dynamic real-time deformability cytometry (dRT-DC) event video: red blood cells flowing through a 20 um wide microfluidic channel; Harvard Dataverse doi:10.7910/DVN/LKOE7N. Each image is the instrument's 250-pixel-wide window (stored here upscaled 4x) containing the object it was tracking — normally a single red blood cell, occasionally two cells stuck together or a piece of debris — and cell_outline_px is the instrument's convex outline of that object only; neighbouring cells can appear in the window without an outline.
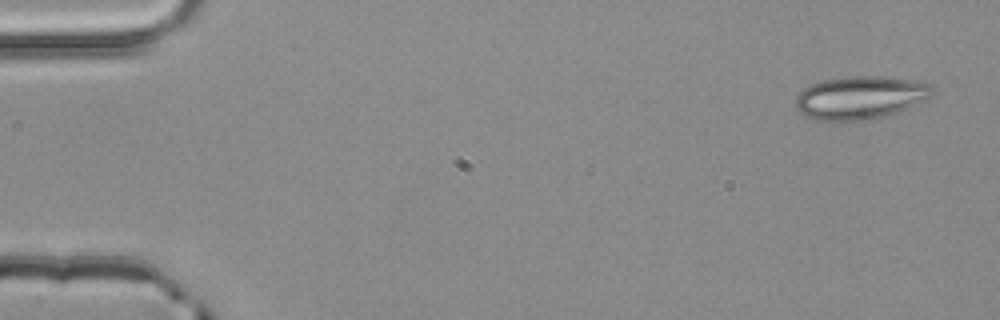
{"species": "common noctule bat (a hibernating species)", "species_latin": "Nyctalus noctula", "temperature_condition": "room temperature", "stored_images_in_passage": 4, "camera_frame_rate_fps": 3000, "um_per_image_px": 0.085, "animal": {"sex": "male", "body_mass_g": 20.4}, "frame": {"image": 1, "passage_image": 1, "time_ms": 0.0, "image_size_px": [1000, 320], "cell_outline_px": [[936, 92], [932, 96], [908, 108], [884, 116], [868, 120], [816, 120], [800, 112], [796, 108], [796, 96], [804, 88], [812, 84], [824, 80], [844, 76], [884, 76], [916, 80], [928, 84]], "centroid_in_image_um": [73.15, 8.28], "position_along_channel_um": 11.9, "area_um2": 34.28}}